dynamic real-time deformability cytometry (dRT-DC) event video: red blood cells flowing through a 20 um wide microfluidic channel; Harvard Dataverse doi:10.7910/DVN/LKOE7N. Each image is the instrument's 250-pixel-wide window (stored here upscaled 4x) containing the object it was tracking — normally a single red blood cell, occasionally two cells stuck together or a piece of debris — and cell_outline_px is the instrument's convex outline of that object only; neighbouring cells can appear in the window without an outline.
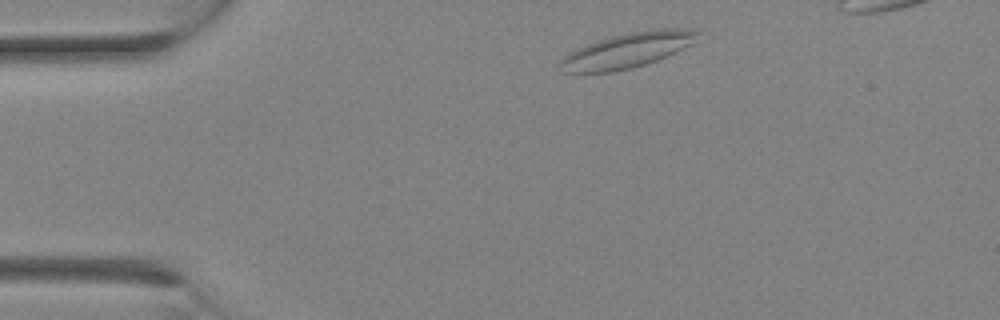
{"species": "Egyptian fruit bat (a non-hibernating species)", "species_latin": "Rousettus aegyptiacus", "temperature_condition": "room temperature", "stored_images_in_passage": 12, "camera_frame_rate_fps": 3000, "um_per_image_px": 0.085, "animal": {"sex": "female"}, "frame": {"image": 1, "passage_image": 1, "time_ms": 0.0, "image_size_px": [1000, 320], "cell_outline_px": [[700, 32], [692, 44], [656, 60], [632, 68], [612, 72], [564, 72], [560, 64], [560, 60], [568, 52], [588, 44], [612, 36], [632, 32], [664, 28], [672, 28]], "centroid_in_image_um": [53.29, 4.29], "position_along_channel_um": 31.7, "area_um2": 27.22}}
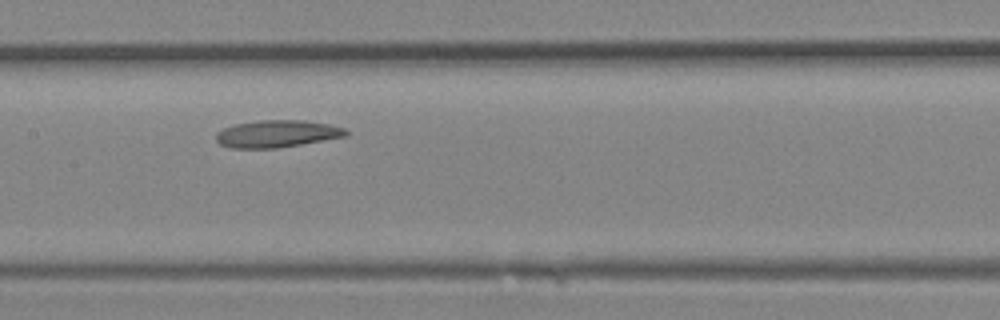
{"frame": {"image": 2, "passage_image": 9, "time_ms": 2.667, "image_size_px": [1000, 320], "cell_outline_px": [[348, 136], [276, 148], [228, 148], [220, 144], [216, 140], [216, 132], [224, 128], [236, 124], [260, 120], [304, 120], [328, 124], [344, 128], [348, 132]], "centroid_in_image_um": [23.53, 11.37], "position_along_channel_um": 183.9, "area_um2": 20.52}}
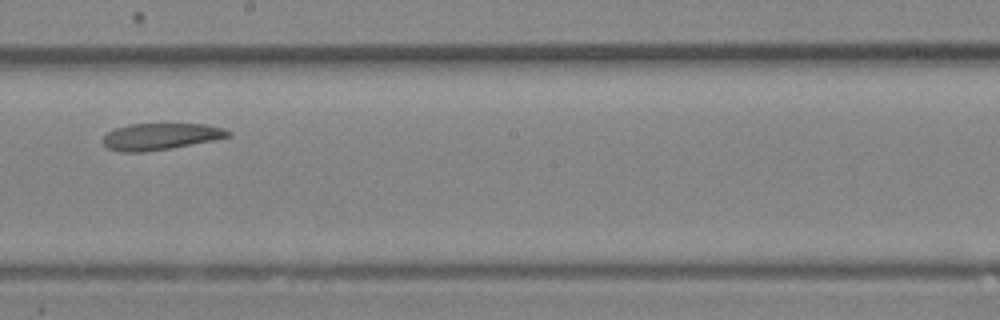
{"frame": {"image": 3, "passage_image": 11, "time_ms": 3.333, "image_size_px": [1000, 320], "cell_outline_px": [[232, 136], [212, 140], [168, 148], [144, 152], [120, 152], [108, 148], [104, 144], [104, 136], [108, 132], [116, 128], [128, 124], [204, 124], [224, 128], [232, 132]], "centroid_in_image_um": [13.65, 11.59], "position_along_channel_um": 234.5, "area_um2": 19.19}}